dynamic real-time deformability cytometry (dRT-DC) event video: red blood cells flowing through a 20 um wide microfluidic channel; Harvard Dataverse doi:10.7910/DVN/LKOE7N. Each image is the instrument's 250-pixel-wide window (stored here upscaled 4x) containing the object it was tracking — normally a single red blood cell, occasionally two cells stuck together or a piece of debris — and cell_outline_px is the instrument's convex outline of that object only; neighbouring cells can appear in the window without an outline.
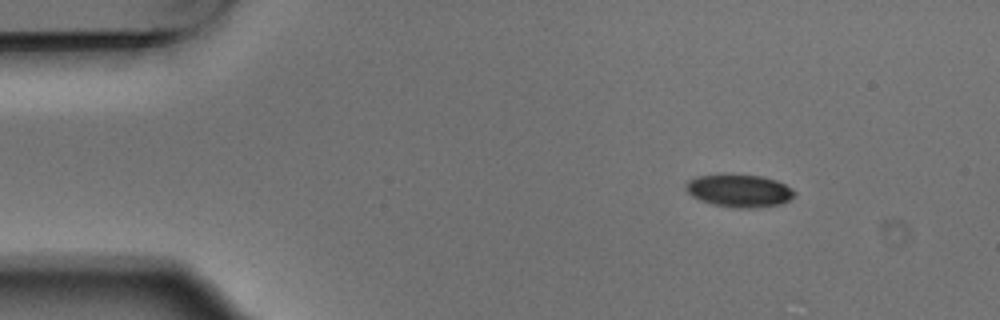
{"species": "Egyptian fruit bat (a non-hibernating species)", "species_latin": "Rousettus aegyptiacus", "temperature_condition": "warm", "stored_images_in_passage": 6, "camera_frame_rate_fps": 3000, "um_per_image_px": 0.085, "animal": {"sex": "male"}, "frame": {"image": 1, "passage_image": 2, "time_ms": 0.333, "image_size_px": [1000, 320], "cell_outline_px": [[796, 196], [780, 204], [760, 208], [736, 208], [712, 204], [700, 200], [692, 196], [684, 188], [684, 184], [688, 180], [696, 176], [760, 176], [776, 180], [792, 188], [796, 192]], "centroid_in_image_um": [62.85, 16.24], "position_along_channel_um": 22.2, "area_um2": 20.46}}
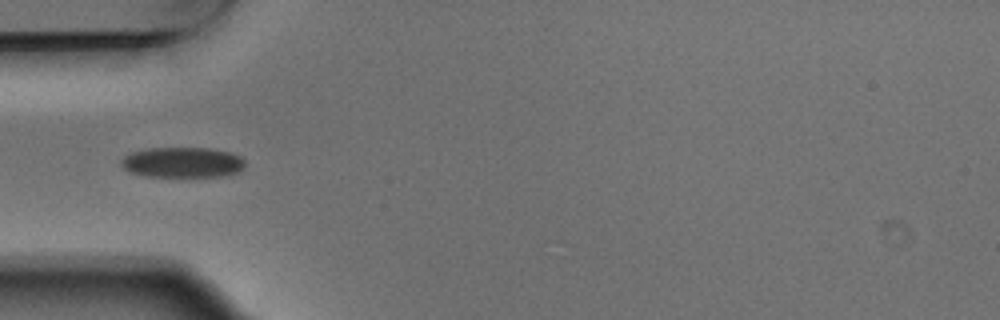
{"frame": {"image": 2, "passage_image": 5, "time_ms": 1.333, "image_size_px": [1000, 320], "cell_outline_px": [[244, 168], [236, 172], [220, 176], [148, 176], [132, 172], [124, 168], [120, 164], [120, 160], [124, 156], [132, 152], [148, 148], [208, 148], [228, 152], [240, 156], [244, 160]], "centroid_in_image_um": [15.49, 13.79], "position_along_channel_um": 69.5, "area_um2": 21.68}}
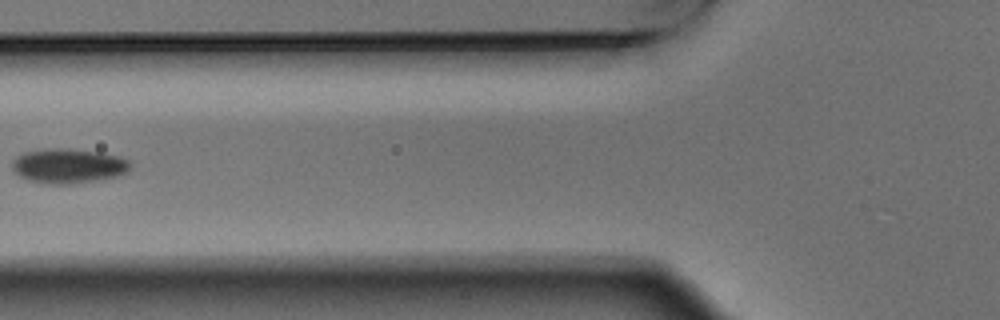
{"frame": {"image": 3, "passage_image": 6, "time_ms": 1.667, "image_size_px": [1000, 320], "cell_outline_px": [[132, 164], [128, 172], [116, 176], [76, 184], [48, 184], [28, 180], [20, 176], [12, 168], [12, 160], [16, 156], [24, 152], [40, 148], [68, 148], [100, 152], [120, 156], [128, 160]], "centroid_in_image_um": [5.8, 14.09], "position_along_channel_um": 120.0, "area_um2": 24.22}}